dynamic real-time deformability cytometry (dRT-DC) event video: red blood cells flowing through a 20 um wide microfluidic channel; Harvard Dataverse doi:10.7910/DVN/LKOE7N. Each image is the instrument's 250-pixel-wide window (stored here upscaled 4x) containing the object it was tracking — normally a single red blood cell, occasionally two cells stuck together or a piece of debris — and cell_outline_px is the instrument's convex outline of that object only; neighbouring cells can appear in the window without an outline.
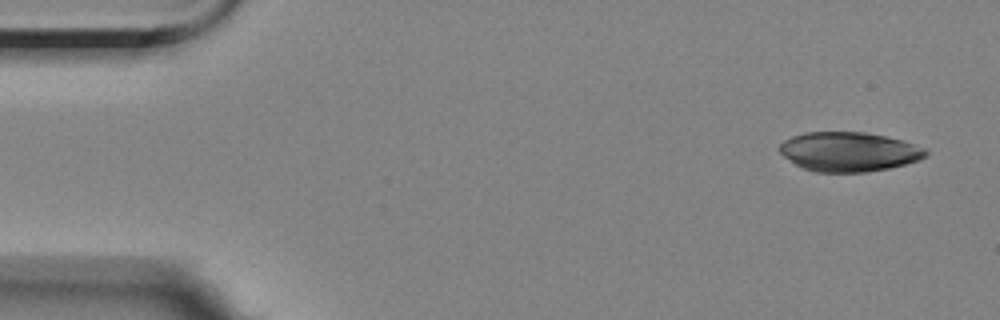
{"species": "Egyptian fruit bat (a non-hibernating species)", "species_latin": "Rousettus aegyptiacus", "temperature_condition": "room temperature", "stored_images_in_passage": 5, "camera_frame_rate_fps": 3000, "um_per_image_px": 0.085, "animal": {"sex": "female"}, "frame": {"image": 1, "passage_image": 1, "time_ms": 0.0, "image_size_px": [1000, 320], "cell_outline_px": [[928, 156], [920, 160], [888, 168], [868, 172], [816, 172], [804, 168], [796, 164], [784, 156], [780, 152], [780, 144], [784, 140], [792, 136], [808, 132], [864, 132], [884, 136], [900, 140], [924, 148], [928, 152]], "centroid_in_image_um": [72.16, 12.9], "position_along_channel_um": 12.8, "area_um2": 33.29}}